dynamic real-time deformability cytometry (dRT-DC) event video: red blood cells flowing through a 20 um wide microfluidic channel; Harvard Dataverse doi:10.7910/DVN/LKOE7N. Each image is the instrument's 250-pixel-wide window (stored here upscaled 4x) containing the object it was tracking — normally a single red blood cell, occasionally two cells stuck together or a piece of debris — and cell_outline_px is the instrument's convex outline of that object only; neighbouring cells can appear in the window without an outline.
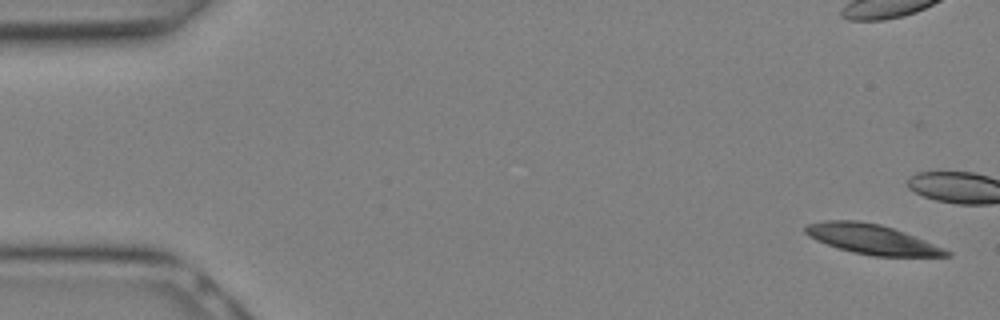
{"species": "Egyptian fruit bat (a non-hibernating species)", "species_latin": "Rousettus aegyptiacus", "temperature_condition": "warm", "stored_images_in_passage": 11, "camera_frame_rate_fps": 3000, "um_per_image_px": 0.085, "animal": {"sex": "female"}, "frame": {"image": 1, "passage_image": 1, "time_ms": 0.0, "image_size_px": [1000, 320], "cell_outline_px": [[952, 256], [872, 256], [852, 252], [816, 240], [808, 236], [804, 232], [804, 224], [824, 220], [856, 220], [880, 224], [904, 232], [944, 248], [952, 252]], "centroid_in_image_um": [74.07, 20.32], "position_along_channel_um": 10.9, "area_um2": 24.39}}